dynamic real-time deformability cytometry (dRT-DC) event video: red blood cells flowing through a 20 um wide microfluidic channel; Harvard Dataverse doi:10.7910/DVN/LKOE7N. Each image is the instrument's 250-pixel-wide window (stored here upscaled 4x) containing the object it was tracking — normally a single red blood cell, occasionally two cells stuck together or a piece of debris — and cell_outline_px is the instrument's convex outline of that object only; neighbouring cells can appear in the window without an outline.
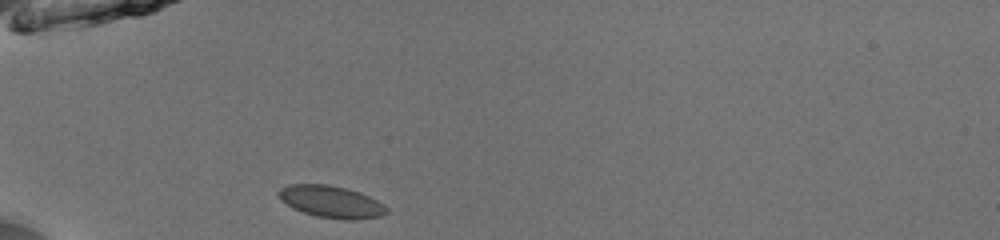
{"species": "common noctule bat (a hibernating species)", "species_latin": "Nyctalus noctula", "temperature_condition": "room temperature", "stored_images_in_passage": 36, "camera_frame_rate_fps": 3000, "um_per_image_px": 0.085, "animal": {"sex": "male", "body_mass_g": 13.0, "forearm_length_mm": 53.1}, "frame": {"image": 1, "passage_image": 1, "time_ms": 0.0, "image_size_px": [1000, 240], "cell_outline_px": [[388, 212], [380, 216], [356, 220], [344, 220], [316, 216], [292, 208], [280, 200], [276, 192], [280, 188], [288, 184], [328, 184], [360, 192], [384, 204], [388, 208]], "centroid_in_image_um": [28.13, 17.15], "position_along_channel_um": 56.9, "area_um2": 20.29}}
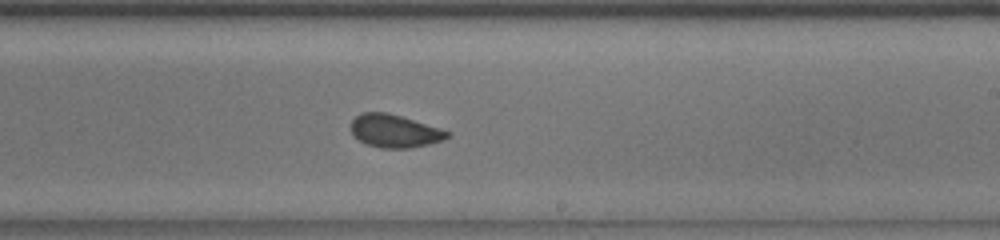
{"frame": {"image": 2, "passage_image": 17, "time_ms": 5.333, "image_size_px": [1000, 240], "cell_outline_px": [[452, 136], [444, 140], [428, 144], [408, 148], [380, 148], [368, 144], [352, 136], [352, 120], [360, 112], [388, 112], [440, 128], [452, 132]], "centroid_in_image_um": [33.57, 11.13], "position_along_channel_um": 255.4, "area_um2": 18.55}}
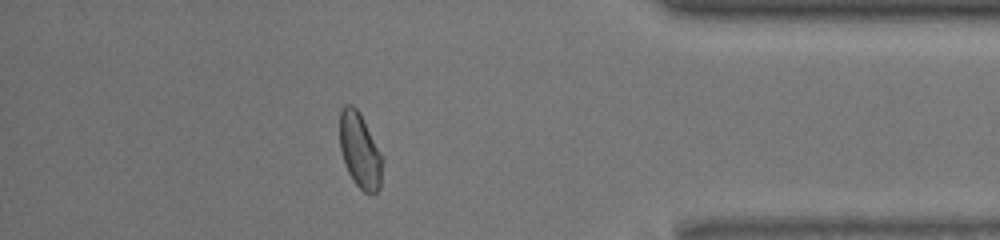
{"frame": {"image": 3, "passage_image": 30, "time_ms": 9.667, "image_size_px": [1000, 240], "cell_outline_px": [[384, 160], [380, 188], [372, 196], [364, 192], [352, 180], [344, 164], [340, 148], [340, 108], [344, 104], [352, 104], [360, 112], [384, 156]], "centroid_in_image_um": [30.62, 12.8], "position_along_channel_um": 404.6, "area_um2": 19.36}, "authors_computed_cell_mechanics": {"area_um2": 19.1607, "velocity_mm_per_s": 3.9679, "shape_relaxation_time_tau1_ms": 4.0906, "shape_relaxation_time_tau2_ms": 0.709, "deformation_change_tau1": 0.0838, "deformation_change_tau2": 0.0658}}